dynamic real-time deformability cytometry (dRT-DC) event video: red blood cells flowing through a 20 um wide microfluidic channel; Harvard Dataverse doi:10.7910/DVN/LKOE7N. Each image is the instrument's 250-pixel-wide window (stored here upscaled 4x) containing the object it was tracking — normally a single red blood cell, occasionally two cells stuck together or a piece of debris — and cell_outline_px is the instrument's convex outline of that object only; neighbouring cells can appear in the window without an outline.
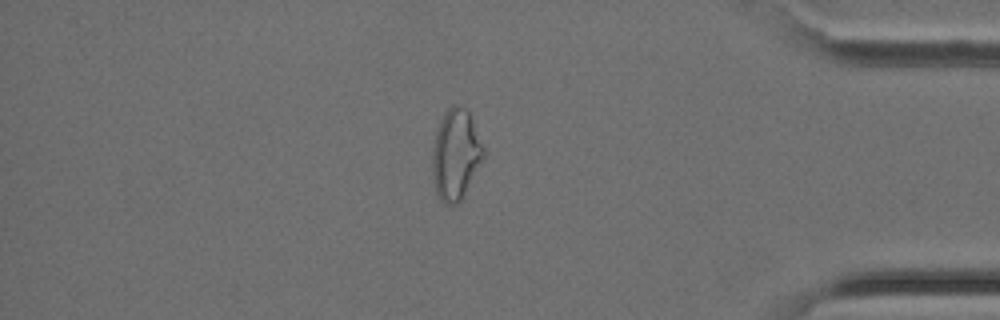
{"species": "Egyptian fruit bat (a non-hibernating species)", "species_latin": "Rousettus aegyptiacus", "temperature_condition": "cold", "stored_images_in_passage": 38, "camera_frame_rate_fps": 3000, "um_per_image_px": 0.085, "animal": {"sex": "female"}, "frame": {"image": 1, "passage_image": 33, "time_ms": 10.667, "image_size_px": [1000, 320], "cell_outline_px": [[484, 156], [460, 200], [456, 204], [444, 204], [436, 196], [432, 180], [432, 148], [436, 132], [440, 120], [444, 112], [452, 104], [460, 104], [468, 112], [472, 120], [484, 148]], "centroid_in_image_um": [38.69, 13.13], "position_along_channel_um": 396.5, "area_um2": 26.88}}